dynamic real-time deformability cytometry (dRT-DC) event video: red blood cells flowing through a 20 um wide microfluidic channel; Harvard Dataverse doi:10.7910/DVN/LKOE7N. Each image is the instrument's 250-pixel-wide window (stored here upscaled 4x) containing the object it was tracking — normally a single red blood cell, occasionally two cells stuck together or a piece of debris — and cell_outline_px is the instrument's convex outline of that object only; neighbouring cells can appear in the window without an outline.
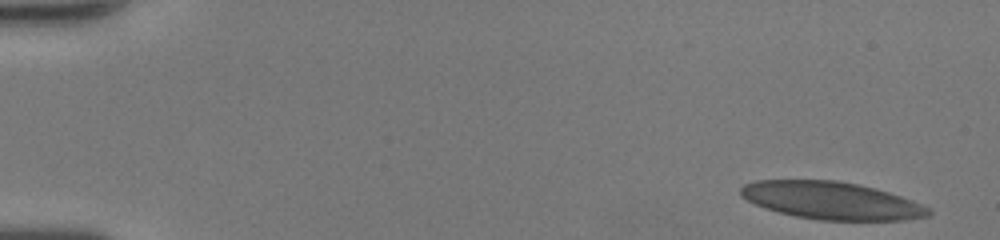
{"species": "human", "species_latin": "Homo sapiens", "temperature_condition": "room temperature", "stored_images_in_passage": 47, "camera_frame_rate_fps": 3000, "um_per_image_px": 0.085, "donor": {"sex": "female"}, "frame": {"image": 1, "passage_image": 1, "time_ms": 0.0, "image_size_px": [1000, 240], "cell_outline_px": [[932, 212], [928, 216], [904, 220], [820, 220], [796, 216], [764, 208], [740, 196], [740, 188], [744, 184], [756, 180], [836, 180], [876, 188], [912, 200], [928, 208]], "centroid_in_image_um": [70.65, 17.04], "position_along_channel_um": 14.3, "area_um2": 40.86}}
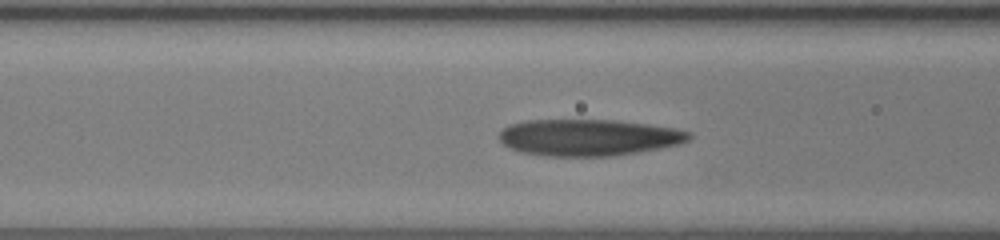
{"frame": {"image": 2, "passage_image": 19, "time_ms": 6.0, "image_size_px": [1000, 240], "cell_outline_px": [[692, 136], [688, 140], [680, 144], [660, 148], [612, 156], [544, 156], [520, 152], [508, 148], [496, 136], [508, 124], [524, 120], [612, 120], [648, 124], [676, 128], [692, 132]], "centroid_in_image_um": [50.0, 11.68], "position_along_channel_um": 116.6, "area_um2": 40.75}}
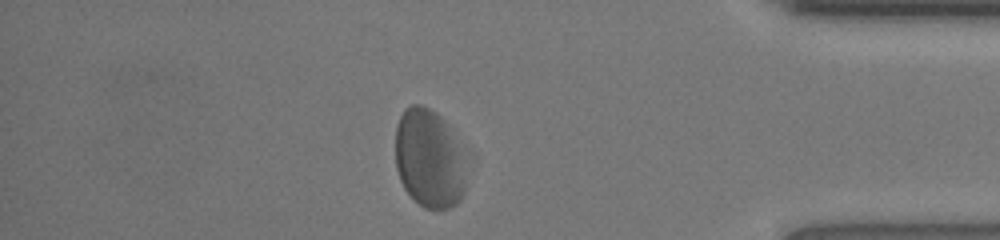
{"frame": {"image": 3, "passage_image": 41, "time_ms": 13.333, "image_size_px": [1000, 240], "cell_outline_px": [[476, 160], [464, 192], [460, 200], [456, 204], [448, 208], [424, 208], [404, 188], [400, 180], [396, 168], [396, 124], [404, 108], [412, 104], [420, 104], [436, 112], [472, 148], [476, 156]], "centroid_in_image_um": [36.7, 13.44], "position_along_channel_um": 398.5, "area_um2": 44.16}, "authors_computed_cell_mechanics": {"area_um2": 41.5004, "velocity_mm_per_s": 4.2227, "shape_relaxation_time_tau1_ms": 3.261, "shape_relaxation_time_tau2_ms": 1.3013, "deformation_change_tau1": 0.1186, "deformation_change_tau2": 0.069}}